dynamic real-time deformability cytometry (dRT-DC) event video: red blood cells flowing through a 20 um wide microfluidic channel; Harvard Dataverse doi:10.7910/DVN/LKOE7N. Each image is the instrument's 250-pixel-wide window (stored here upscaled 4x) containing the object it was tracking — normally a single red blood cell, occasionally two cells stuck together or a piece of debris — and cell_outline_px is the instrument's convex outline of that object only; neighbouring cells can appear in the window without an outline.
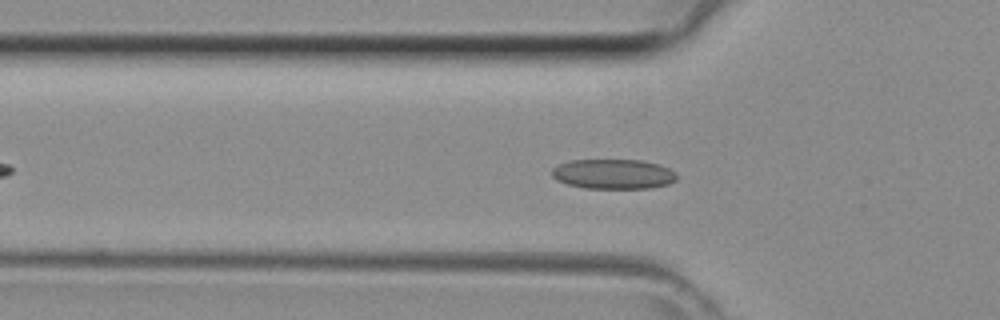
{"species": "common noctule bat (a hibernating species)", "species_latin": "Nyctalus noctula", "temperature_condition": "room temperature", "stored_images_in_passage": 40, "camera_frame_rate_fps": 3000, "um_per_image_px": 0.085, "animal": {"sex": "female", "body_mass_g": 29.2, "forearm_length_mm": 56.3}, "frame": {"image": 1, "passage_image": 10, "time_ms": 3.0, "image_size_px": [1000, 320], "cell_outline_px": [[676, 180], [668, 184], [648, 188], [584, 188], [568, 184], [556, 180], [552, 176], [552, 168], [560, 164], [572, 160], [640, 160], [660, 164], [676, 172]], "centroid_in_image_um": [52.14, 14.79], "position_along_channel_um": 73.7, "area_um2": 21.68}}
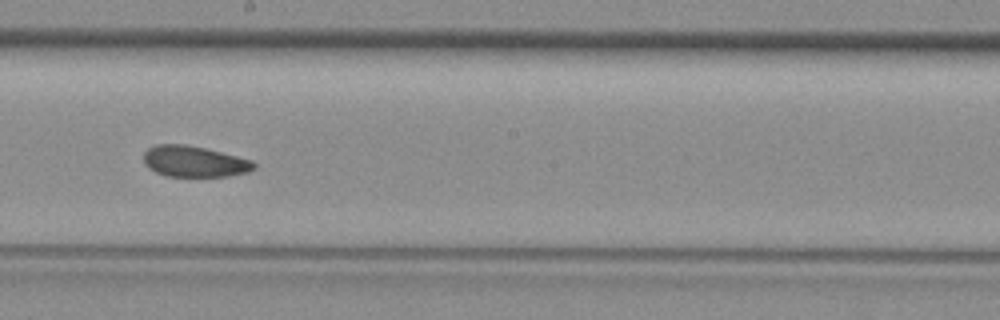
{"frame": {"image": 2, "passage_image": 20, "time_ms": 6.333, "image_size_px": [1000, 320], "cell_outline_px": [[256, 168], [248, 172], [228, 176], [168, 176], [156, 172], [148, 168], [144, 164], [144, 152], [148, 148], [156, 144], [184, 144], [204, 148], [252, 160], [256, 164]], "centroid_in_image_um": [16.5, 13.72], "position_along_channel_um": 231.7, "area_um2": 19.88}}
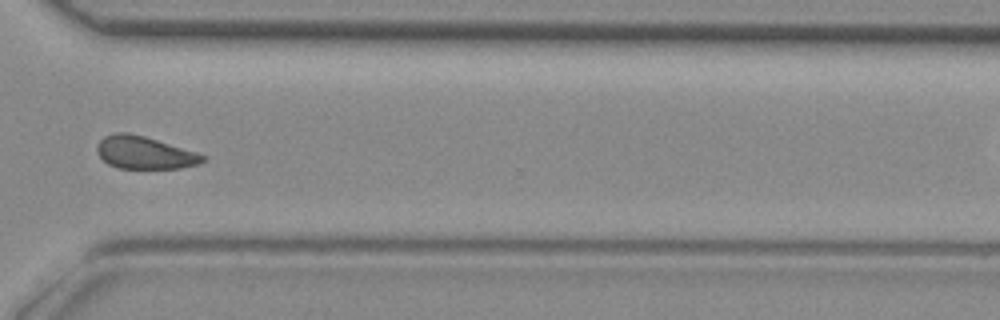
{"frame": {"image": 3, "passage_image": 28, "time_ms": 9.0, "image_size_px": [1000, 320], "cell_outline_px": [[204, 160], [200, 164], [180, 168], [116, 168], [108, 164], [100, 156], [96, 148], [100, 140], [104, 136], [116, 132], [124, 132], [144, 136], [196, 152], [204, 156]], "centroid_in_image_um": [12.26, 12.98], "position_along_channel_um": 358.3, "area_um2": 19.83}}